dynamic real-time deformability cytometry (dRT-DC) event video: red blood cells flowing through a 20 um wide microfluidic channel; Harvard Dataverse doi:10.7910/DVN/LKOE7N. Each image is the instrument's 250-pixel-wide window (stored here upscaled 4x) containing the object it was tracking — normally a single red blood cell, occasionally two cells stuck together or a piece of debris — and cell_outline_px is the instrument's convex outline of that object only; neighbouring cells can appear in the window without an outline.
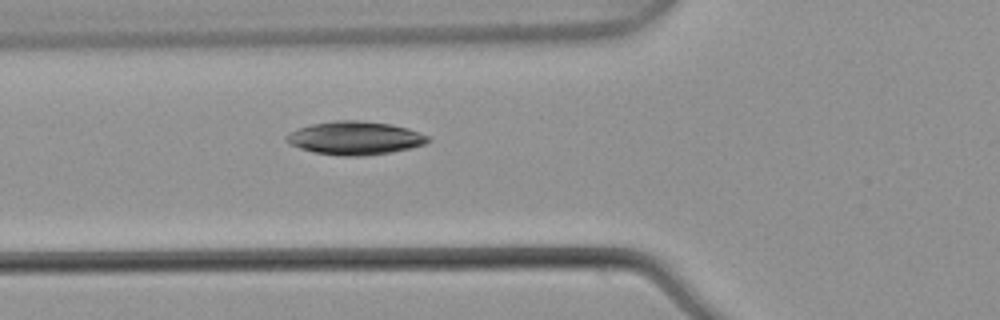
{"species": "common noctule bat (a hibernating species)", "species_latin": "Nyctalus noctula", "temperature_condition": "warm", "stored_images_in_passage": 5, "camera_frame_rate_fps": 3000, "um_per_image_px": 0.085, "animal": {"sex": "male", "body_mass_g": 21.5, "forearm_length_mm": 52.0}, "frame": {"image": 1, "passage_image": 5, "time_ms": 1.333, "image_size_px": [1000, 320], "cell_outline_px": [[432, 140], [424, 144], [412, 148], [392, 152], [364, 156], [340, 156], [312, 152], [288, 144], [284, 140], [284, 136], [300, 128], [312, 124], [332, 120], [364, 120], [392, 124], [408, 128], [420, 132], [428, 136]], "centroid_in_image_um": [30.19, 11.73], "position_along_channel_um": 95.6, "area_um2": 27.86}}